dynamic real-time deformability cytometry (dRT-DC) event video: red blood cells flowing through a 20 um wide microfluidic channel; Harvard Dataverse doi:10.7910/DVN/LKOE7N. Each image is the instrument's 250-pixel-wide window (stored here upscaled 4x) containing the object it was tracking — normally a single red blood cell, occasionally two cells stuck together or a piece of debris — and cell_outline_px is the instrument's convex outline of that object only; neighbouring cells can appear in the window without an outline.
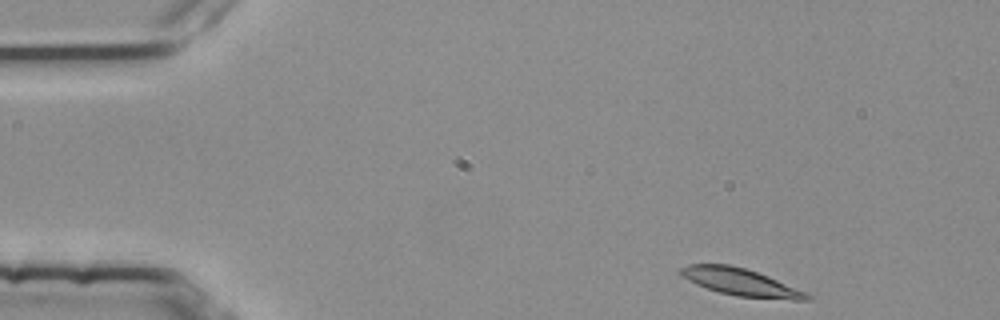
{"species": "common noctule bat (a hibernating species)", "species_latin": "Nyctalus noctula", "temperature_condition": "room temperature", "stored_images_in_passage": 44, "camera_frame_rate_fps": 3000, "um_per_image_px": 0.085, "animal": {"sex": "female", "body_mass_g": 25.1}, "frame": {"image": 1, "passage_image": 1, "time_ms": 0.0, "image_size_px": [1000, 320], "cell_outline_px": [[812, 300], [792, 300], [736, 296], [720, 292], [696, 284], [680, 276], [676, 272], [680, 268], [688, 264], [732, 264], [768, 276], [804, 292], [812, 296]], "centroid_in_image_um": [62.89, 23.97], "position_along_channel_um": 22.1, "area_um2": 19.94}}
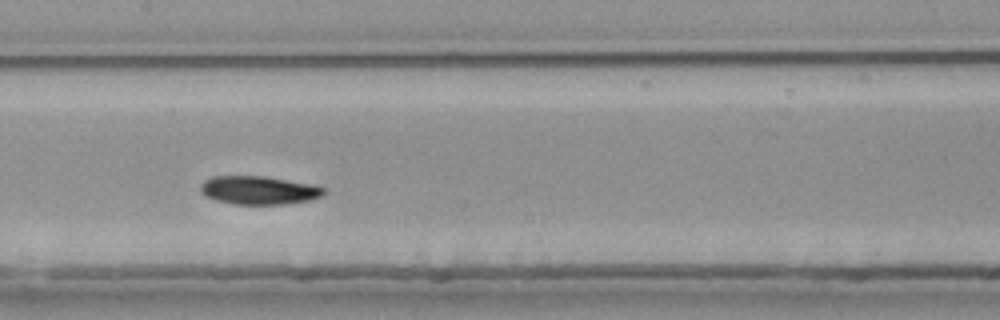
{"frame": {"image": 2, "passage_image": 21, "time_ms": 6.667, "image_size_px": [1000, 320], "cell_outline_px": [[328, 192], [324, 196], [308, 200], [284, 204], [236, 204], [216, 200], [200, 192], [200, 184], [204, 180], [212, 176], [264, 176], [316, 184], [324, 188]], "centroid_in_image_um": [22.05, 16.16], "position_along_channel_um": 185.4, "area_um2": 20.58}}
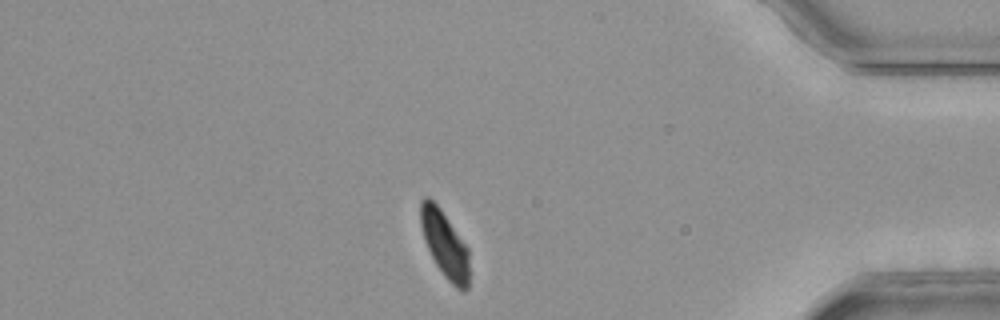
{"frame": {"image": 3, "passage_image": 41, "time_ms": 13.333, "image_size_px": [1000, 320], "cell_outline_px": [[468, 288], [464, 292], [460, 292], [444, 276], [436, 264], [424, 240], [420, 224], [420, 200], [424, 196], [428, 196], [440, 208], [468, 248]], "centroid_in_image_um": [37.79, 20.76], "position_along_channel_um": 397.4, "area_um2": 18.79}, "authors_computed_cell_mechanics": {"area_um2": 20.4034, "velocity_mm_per_s": 3.7469, "shape_relaxation_time_tau1_ms": 4.9258, "shape_relaxation_time_tau2_ms": 3.5165, "deformation_change_tau1": 0.1725, "deformation_change_tau2": 0.0639}}